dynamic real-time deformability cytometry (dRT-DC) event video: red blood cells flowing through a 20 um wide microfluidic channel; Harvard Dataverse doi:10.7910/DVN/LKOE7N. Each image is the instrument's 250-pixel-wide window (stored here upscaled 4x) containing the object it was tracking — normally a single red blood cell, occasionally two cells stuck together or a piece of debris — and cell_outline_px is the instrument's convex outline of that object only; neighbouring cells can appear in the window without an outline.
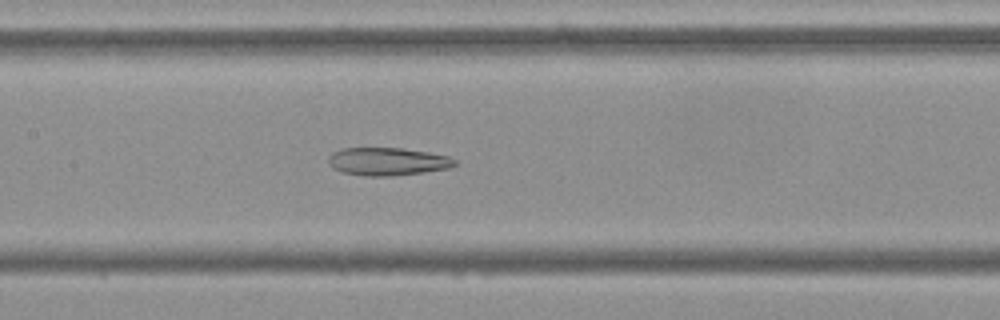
{"species": "Egyptian fruit bat (a non-hibernating species)", "species_latin": "Rousettus aegyptiacus", "temperature_condition": "cold", "stored_images_in_passage": 55, "camera_frame_rate_fps": 3000, "um_per_image_px": 0.085, "frame": {"image": 1, "passage_image": 26, "time_ms": 8.333, "image_size_px": [1000, 320], "cell_outline_px": [[456, 164], [448, 168], [424, 172], [392, 176], [364, 176], [344, 172], [328, 164], [328, 156], [332, 152], [340, 148], [400, 148], [428, 152], [448, 156], [456, 160]], "centroid_in_image_um": [32.92, 13.72], "position_along_channel_um": 174.5, "area_um2": 20.46}}
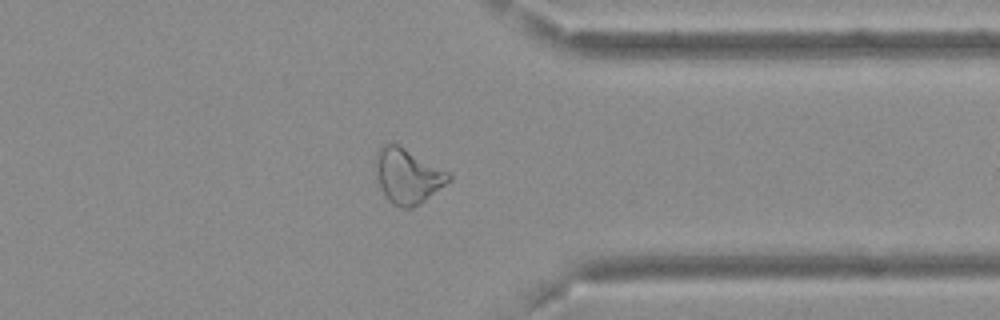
{"frame": {"image": 2, "passage_image": 43, "time_ms": 14.0, "image_size_px": [1000, 320], "cell_outline_px": [[452, 180], [420, 204], [412, 208], [404, 208], [392, 204], [388, 200], [380, 184], [376, 164], [376, 152], [384, 144], [396, 144], [452, 172]], "centroid_in_image_um": [34.73, 14.97], "position_along_channel_um": 376.7, "area_um2": 23.18}}
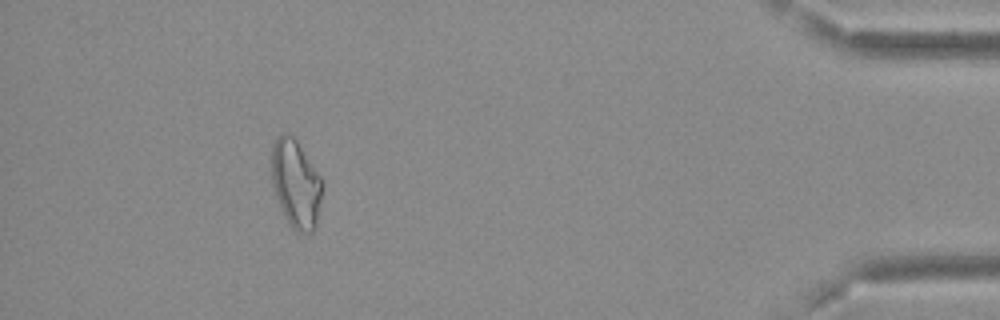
{"frame": {"image": 3, "passage_image": 50, "time_ms": 16.333, "image_size_px": [1000, 320], "cell_outline_px": [[324, 184], [316, 228], [312, 232], [296, 232], [292, 228], [276, 196], [272, 184], [272, 144], [276, 136], [284, 132], [292, 136], [296, 140], [324, 180]], "centroid_in_image_um": [25.18, 15.6], "position_along_channel_um": 410.0, "area_um2": 26.13}, "authors_computed_cell_mechanics": {"area_um2": 24.7962, "velocity_mm_per_s": 3.6749, "shape_relaxation_time_tau1_ms": null, "shape_relaxation_time_tau2_ms": 4.7205, "deformation_change_tau1": null, "deformation_change_tau2": 0.1397}}